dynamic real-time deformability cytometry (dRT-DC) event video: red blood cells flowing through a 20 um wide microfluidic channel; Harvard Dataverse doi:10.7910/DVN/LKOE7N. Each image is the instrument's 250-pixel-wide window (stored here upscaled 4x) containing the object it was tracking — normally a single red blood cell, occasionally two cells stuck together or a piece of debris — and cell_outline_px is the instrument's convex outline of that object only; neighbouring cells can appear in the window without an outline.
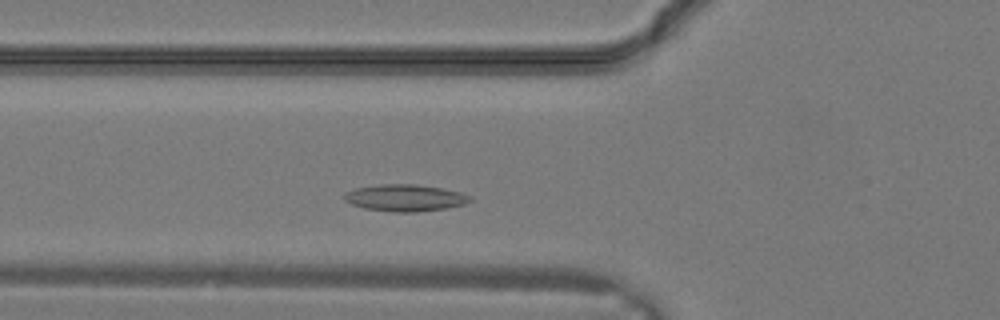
{"species": "common noctule bat (a hibernating species)", "species_latin": "Nyctalus noctula", "temperature_condition": "warm", "stored_images_in_passage": 13, "camera_frame_rate_fps": 3000, "um_per_image_px": 0.085, "animal": {"sex": "male", "body_mass_g": 19.2, "forearm_length_mm": 51.8}, "frame": {"image": 1, "passage_image": 5, "time_ms": 1.333, "image_size_px": [1000, 320], "cell_outline_px": [[472, 200], [464, 204], [448, 208], [416, 212], [392, 212], [364, 208], [352, 204], [344, 200], [344, 196], [348, 192], [356, 188], [380, 184], [416, 184], [440, 188], [460, 192], [472, 196]], "centroid_in_image_um": [34.46, 16.82], "position_along_channel_um": 91.3, "area_um2": 19.59}}
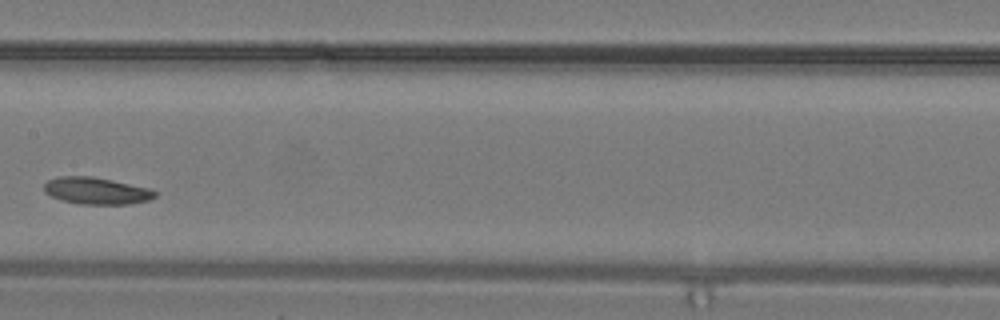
{"frame": {"image": 2, "passage_image": 10, "time_ms": 3.0, "image_size_px": [1000, 320], "cell_outline_px": [[156, 196], [148, 200], [128, 204], [80, 204], [60, 200], [44, 192], [44, 184], [48, 180], [60, 176], [92, 176], [112, 180], [148, 188], [156, 192]], "centroid_in_image_um": [8.16, 16.22], "position_along_channel_um": 199.2, "area_um2": 17.28}}
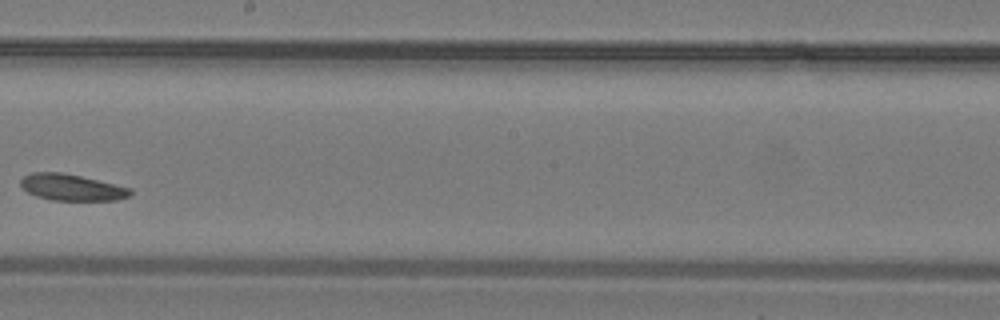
{"frame": {"image": 3, "passage_image": 12, "time_ms": 3.667, "image_size_px": [1000, 320], "cell_outline_px": [[132, 192], [128, 196], [116, 200], [52, 200], [36, 196], [28, 192], [20, 184], [20, 180], [24, 176], [32, 172], [60, 172], [80, 176], [132, 188]], "centroid_in_image_um": [6.08, 15.92], "position_along_channel_um": 242.1, "area_um2": 16.7}}